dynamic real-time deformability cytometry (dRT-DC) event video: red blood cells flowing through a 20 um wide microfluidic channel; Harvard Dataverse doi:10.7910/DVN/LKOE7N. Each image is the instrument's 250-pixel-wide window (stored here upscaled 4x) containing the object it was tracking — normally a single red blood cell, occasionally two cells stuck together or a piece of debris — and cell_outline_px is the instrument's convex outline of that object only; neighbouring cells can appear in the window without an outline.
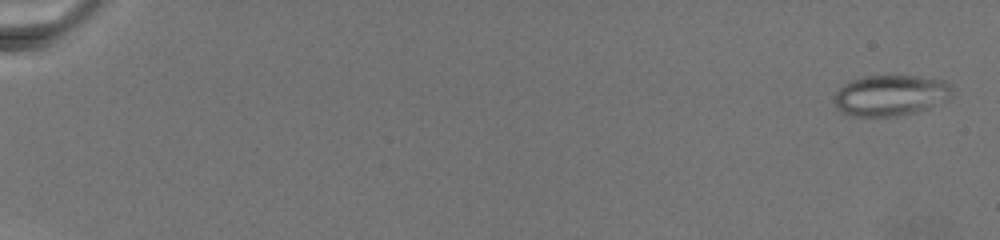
{"species": "common noctule bat (a hibernating species)", "species_latin": "Nyctalus noctula", "temperature_condition": "warm", "stored_images_in_passage": 47, "camera_frame_rate_fps": 3000, "um_per_image_px": 0.085, "animal": {"sex": "female", "body_mass_g": 19.5, "forearm_length_mm": 54.1}, "frame": {"image": 1, "passage_image": 3, "time_ms": 0.667, "image_size_px": [1000, 240], "cell_outline_px": [[952, 96], [928, 108], [916, 112], [896, 116], [852, 116], [836, 108], [832, 100], [832, 96], [844, 84], [852, 80], [864, 76], [920, 76], [944, 80], [952, 84]], "centroid_in_image_um": [75.69, 8.1], "position_along_channel_um": 9.3, "area_um2": 28.21}}
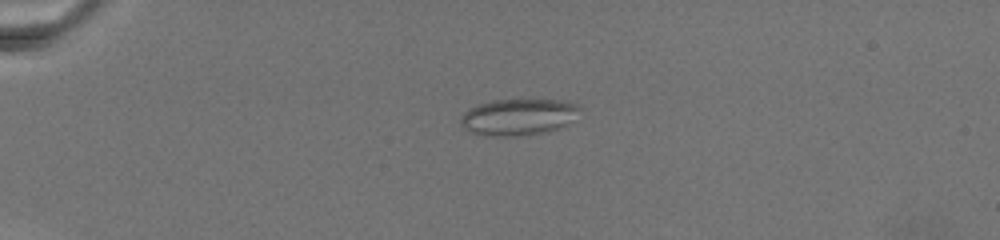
{"frame": {"image": 2, "passage_image": 39, "time_ms": 7.0, "image_size_px": [1000, 240], "cell_outline_px": [[580, 108], [560, 128], [548, 132], [528, 136], [488, 136], [468, 132], [460, 124], [460, 120], [464, 112], [468, 108], [476, 104], [492, 100], [560, 100], [580, 104]], "centroid_in_image_um": [43.98, 9.95], "position_along_channel_um": 41.0, "area_um2": 25.43}}